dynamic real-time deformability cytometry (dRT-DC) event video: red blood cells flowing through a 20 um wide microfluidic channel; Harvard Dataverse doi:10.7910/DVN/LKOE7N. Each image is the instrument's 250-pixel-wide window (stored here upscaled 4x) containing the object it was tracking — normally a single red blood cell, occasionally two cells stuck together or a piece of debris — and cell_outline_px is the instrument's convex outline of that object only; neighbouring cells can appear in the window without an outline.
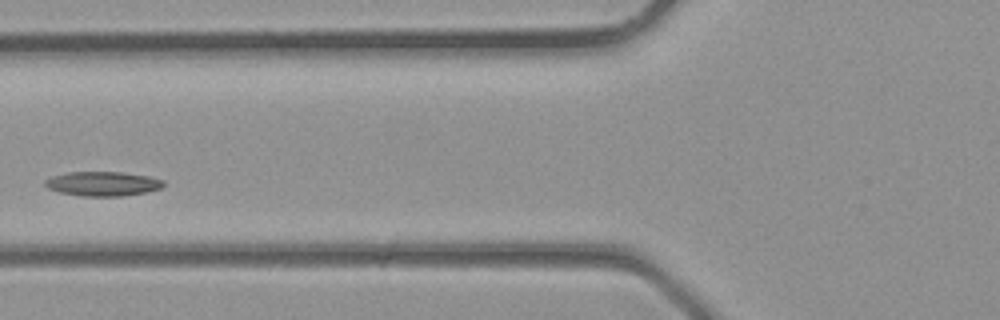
{"species": "common noctule bat (a hibernating species)", "species_latin": "Nyctalus noctula", "temperature_condition": "room temperature", "stored_images_in_passage": 2, "camera_frame_rate_fps": 3000, "um_per_image_px": 0.085, "animal": {"sex": "male", "body_mass_g": 23.1, "forearm_length_mm": 52.7}, "frame": {"image": 1, "passage_image": 2, "time_ms": 0.333, "image_size_px": [1000, 320], "cell_outline_px": [[164, 184], [160, 188], [144, 192], [120, 196], [84, 196], [60, 192], [48, 188], [44, 184], [44, 180], [52, 176], [68, 172], [120, 172], [148, 176], [164, 180]], "centroid_in_image_um": [8.7, 15.61], "position_along_channel_um": 117.1, "area_um2": 16.65}}